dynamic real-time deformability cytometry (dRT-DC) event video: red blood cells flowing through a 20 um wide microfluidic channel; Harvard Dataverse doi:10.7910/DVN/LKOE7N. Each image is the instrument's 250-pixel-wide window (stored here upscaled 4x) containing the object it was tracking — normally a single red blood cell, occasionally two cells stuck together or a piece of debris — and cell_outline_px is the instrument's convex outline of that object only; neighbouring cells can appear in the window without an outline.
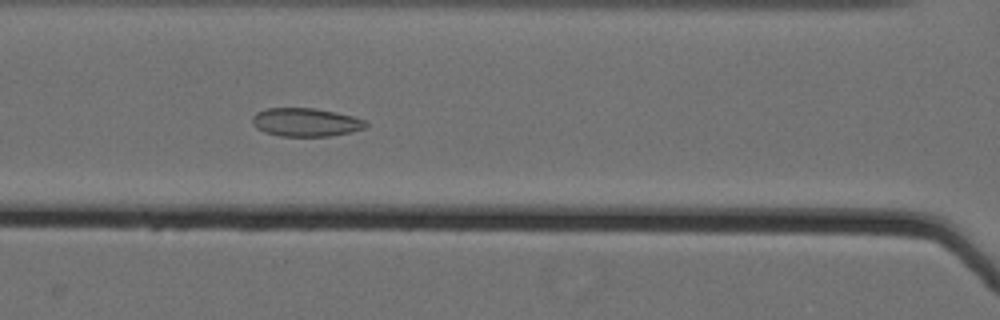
{"species": "Egyptian fruit bat (a non-hibernating species)", "species_latin": "Rousettus aegyptiacus", "temperature_condition": "cold", "stored_images_in_passage": 52, "camera_frame_rate_fps": 3000, "um_per_image_px": 0.085, "animal": {"sex": "female"}, "frame": {"image": 1, "passage_image": 22, "time_ms": 7.0, "image_size_px": [1000, 320], "cell_outline_px": [[368, 124], [364, 128], [352, 132], [332, 136], [280, 136], [264, 132], [256, 128], [252, 124], [252, 116], [256, 112], [268, 108], [316, 108], [336, 112], [368, 120]], "centroid_in_image_um": [26.0, 10.39], "position_along_channel_um": 140.6, "area_um2": 19.02}}
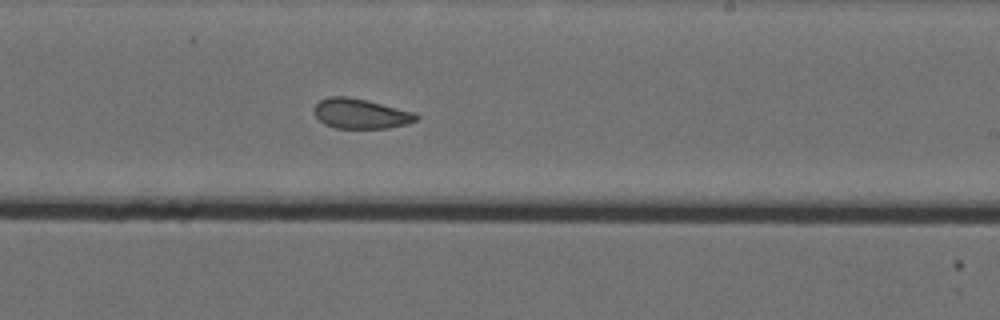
{"frame": {"image": 2, "passage_image": 32, "time_ms": 10.333, "image_size_px": [1000, 320], "cell_outline_px": [[420, 116], [416, 120], [408, 124], [388, 128], [336, 128], [324, 124], [312, 112], [312, 108], [320, 100], [328, 96], [348, 96], [368, 100], [416, 112]], "centroid_in_image_um": [30.66, 9.65], "position_along_channel_um": 258.3, "area_um2": 18.15}}
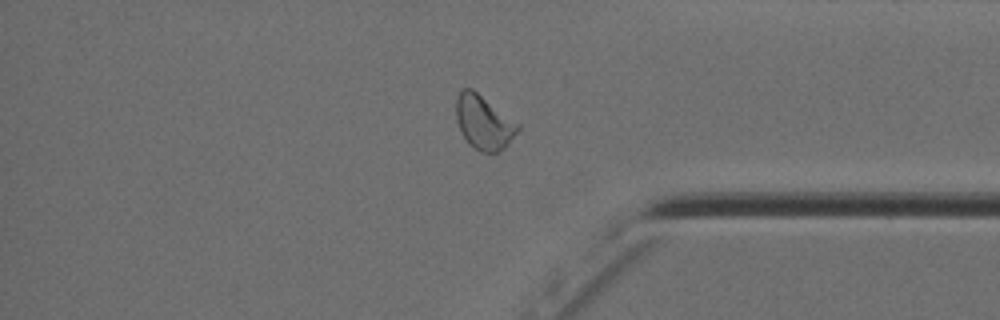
{"frame": {"image": 3, "passage_image": 44, "time_ms": 14.333, "image_size_px": [1000, 320], "cell_outline_px": [[520, 128], [508, 144], [500, 152], [480, 152], [468, 144], [460, 132], [456, 120], [456, 96], [464, 88], [472, 88], [520, 124]], "centroid_in_image_um": [41.1, 10.41], "position_along_channel_um": 394.1, "area_um2": 19.59}, "authors_computed_cell_mechanics": {"area_um2": 19.5653, "velocity_mm_per_s": 3.5437, "shape_relaxation_time_tau1_ms": null, "shape_relaxation_time_tau2_ms": 2.1022, "deformation_change_tau1": null, "deformation_change_tau2": 0.0757}}